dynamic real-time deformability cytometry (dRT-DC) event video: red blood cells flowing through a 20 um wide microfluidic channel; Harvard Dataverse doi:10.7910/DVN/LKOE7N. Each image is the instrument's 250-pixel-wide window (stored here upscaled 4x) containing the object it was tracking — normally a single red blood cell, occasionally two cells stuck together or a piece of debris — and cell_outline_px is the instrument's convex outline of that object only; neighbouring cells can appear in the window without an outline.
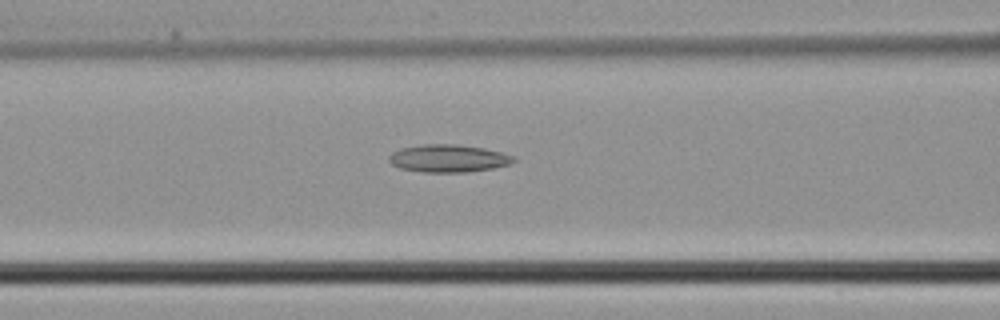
{"species": "common noctule bat (a hibernating species)", "species_latin": "Nyctalus noctula", "temperature_condition": "cold", "stored_images_in_passage": 5, "camera_frame_rate_fps": 3000, "um_per_image_px": 0.085, "animal": {"sex": "male", "body_mass_g": 21.5, "forearm_length_mm": 52.0}, "frame": {"image": 1, "passage_image": 5, "time_ms": 1.333, "image_size_px": [1000, 320], "cell_outline_px": [[516, 160], [508, 164], [492, 168], [464, 172], [424, 172], [400, 168], [392, 164], [388, 160], [388, 156], [392, 152], [400, 148], [424, 144], [460, 144], [484, 148], [516, 156]], "centroid_in_image_um": [38.09, 13.45], "position_along_channel_um": 128.5, "area_um2": 20.06}}